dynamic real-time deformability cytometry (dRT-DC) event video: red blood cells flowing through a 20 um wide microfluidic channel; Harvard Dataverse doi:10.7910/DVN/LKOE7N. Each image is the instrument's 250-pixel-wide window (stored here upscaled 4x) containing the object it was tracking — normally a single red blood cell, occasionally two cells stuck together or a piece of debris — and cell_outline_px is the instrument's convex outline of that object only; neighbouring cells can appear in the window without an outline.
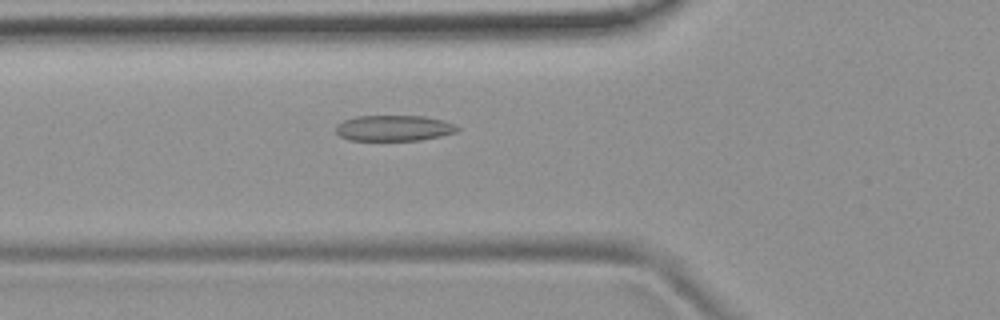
{"species": "common noctule bat (a hibernating species)", "species_latin": "Nyctalus noctula", "temperature_condition": "room temperature", "stored_images_in_passage": 53, "camera_frame_rate_fps": 3000, "um_per_image_px": 0.085, "animal": {"sex": "female", "body_mass_g": 19.9}, "frame": {"image": 1, "passage_image": 19, "time_ms": 6.0, "image_size_px": [1000, 320], "cell_outline_px": [[460, 128], [456, 132], [440, 136], [420, 140], [348, 140], [340, 136], [336, 132], [336, 124], [344, 120], [356, 116], [424, 116], [444, 120]], "centroid_in_image_um": [33.46, 10.89], "position_along_channel_um": 92.3, "area_um2": 18.21}}
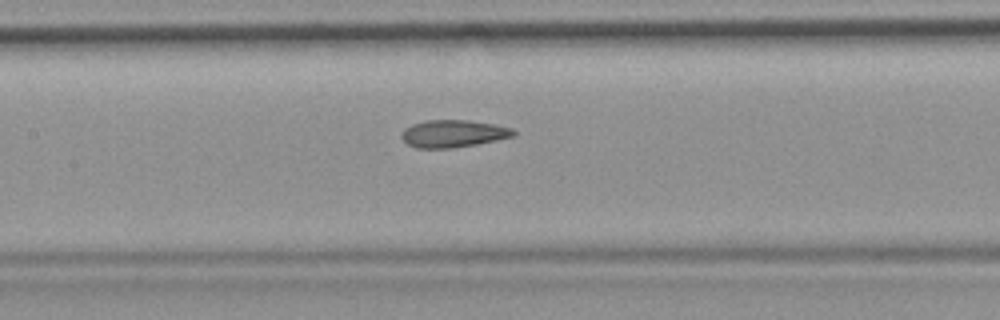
{"frame": {"image": 2, "passage_image": 25, "time_ms": 8.0, "image_size_px": [1000, 320], "cell_outline_px": [[516, 136], [476, 144], [452, 148], [416, 148], [408, 144], [400, 136], [404, 128], [412, 124], [424, 120], [468, 120], [492, 124], [512, 128], [516, 132]], "centroid_in_image_um": [38.51, 11.35], "position_along_channel_um": 168.9, "area_um2": 17.86}}
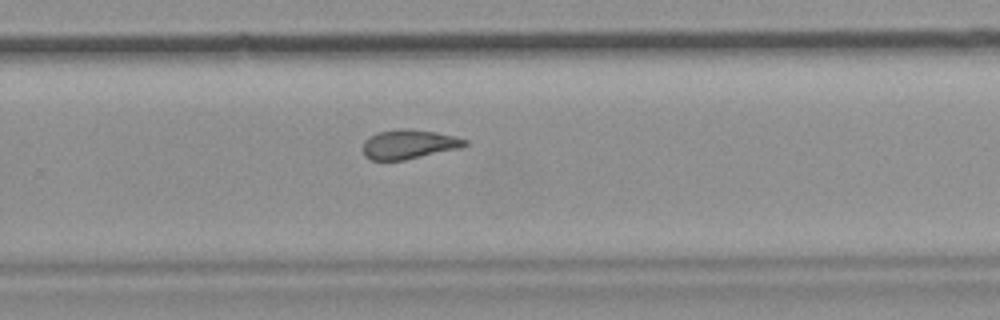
{"frame": {"image": 3, "passage_image": 35, "time_ms": 11.333, "image_size_px": [1000, 320], "cell_outline_px": [[468, 144], [460, 148], [404, 160], [372, 160], [364, 156], [364, 140], [368, 136], [376, 132], [400, 128], [404, 128], [436, 132], [468, 140]], "centroid_in_image_um": [34.73, 12.25], "position_along_channel_um": 295.1, "area_um2": 17.4}, "authors_computed_cell_mechanics": {"area_um2": 18.496, "velocity_mm_per_s": 3.805, "shape_relaxation_time_tau1_ms": null, "shape_relaxation_time_tau2_ms": 2.0469, "deformation_change_tau1": null, "deformation_change_tau2": 0.0837}}